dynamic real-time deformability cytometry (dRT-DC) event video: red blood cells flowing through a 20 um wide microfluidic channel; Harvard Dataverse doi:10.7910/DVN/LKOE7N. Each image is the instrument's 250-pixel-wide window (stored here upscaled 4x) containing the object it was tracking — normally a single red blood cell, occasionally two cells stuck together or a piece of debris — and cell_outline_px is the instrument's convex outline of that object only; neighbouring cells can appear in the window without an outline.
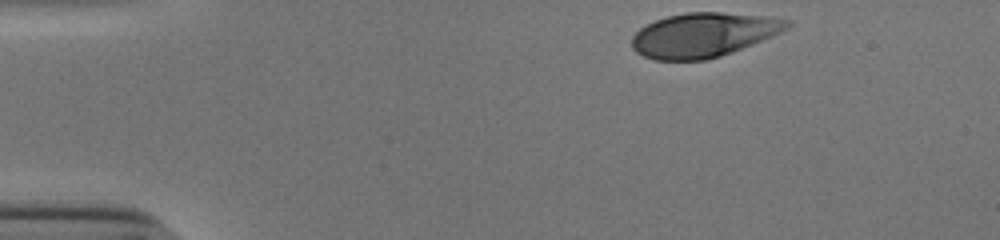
{"species": "human", "species_latin": "Homo sapiens", "temperature_condition": "cold", "stored_images_in_passage": 36, "camera_frame_rate_fps": 3000, "um_per_image_px": 0.085, "donor": {"sex": "male"}, "frame": {"image": 1, "passage_image": 1, "time_ms": 0.0, "image_size_px": [1000, 240], "cell_outline_px": [[792, 24], [788, 28], [772, 36], [732, 52], [720, 56], [704, 60], [652, 60], [636, 52], [632, 48], [632, 36], [640, 28], [656, 20], [668, 16], [688, 12], [720, 12], [764, 16], [792, 20]], "centroid_in_image_um": [59.79, 2.97], "position_along_channel_um": 25.2, "area_um2": 39.94}}
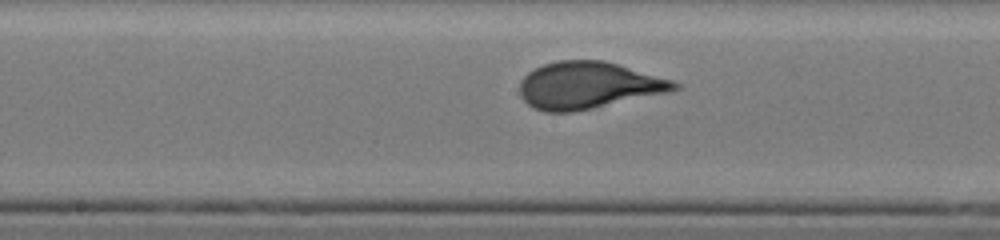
{"frame": {"image": 2, "passage_image": 21, "time_ms": 6.667, "image_size_px": [1000, 240], "cell_outline_px": [[680, 88], [672, 92], [572, 112], [544, 112], [532, 108], [520, 96], [520, 80], [528, 72], [544, 64], [560, 60], [604, 60], [672, 80], [680, 84]], "centroid_in_image_um": [50.0, 7.26], "position_along_channel_um": 198.2, "area_um2": 42.31}}
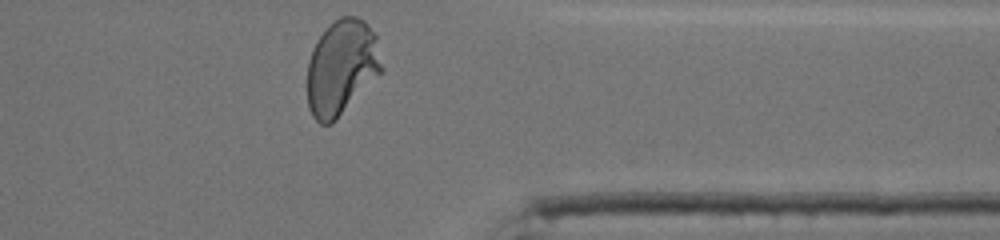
{"frame": {"image": 3, "passage_image": 36, "time_ms": 11.667, "image_size_px": [1000, 240], "cell_outline_px": [[384, 72], [332, 124], [320, 124], [312, 116], [308, 108], [308, 60], [312, 48], [316, 40], [328, 24], [340, 16], [356, 16], [364, 20], [376, 36], [384, 68]], "centroid_in_image_um": [29.05, 5.73], "position_along_channel_um": 382.3, "area_um2": 42.08}, "authors_computed_cell_mechanics": {"area_um2": 41.3848, "velocity_mm_per_s": 3.8321, "shape_relaxation_time_tau1_ms": 4.9881, "shape_relaxation_time_tau2_ms": null, "deformation_change_tau1": 0.2229, "deformation_change_tau2": null}}